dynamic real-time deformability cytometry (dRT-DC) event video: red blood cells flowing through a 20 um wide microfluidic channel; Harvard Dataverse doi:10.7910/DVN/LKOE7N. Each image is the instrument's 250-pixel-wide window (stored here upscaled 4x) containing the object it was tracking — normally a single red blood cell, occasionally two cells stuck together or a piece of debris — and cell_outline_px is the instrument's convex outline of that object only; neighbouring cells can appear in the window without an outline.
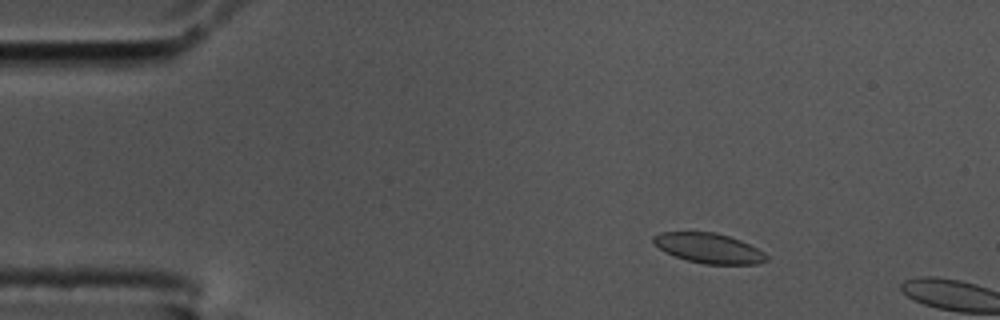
{"species": "common noctule bat (a hibernating species)", "species_latin": "Nyctalus noctula", "temperature_condition": "cold", "stored_images_in_passage": 7, "camera_frame_rate_fps": 3000, "um_per_image_px": 0.085, "animal": {"sex": "male", "body_mass_g": 17.5, "forearm_length_mm": 52.3}, "frame": {"image": 1, "passage_image": 5, "time_ms": 1.333, "image_size_px": [1000, 320], "cell_outline_px": [[768, 260], [756, 264], [704, 264], [688, 260], [676, 256], [660, 248], [652, 240], [652, 236], [660, 232], [716, 232], [740, 240], [764, 252], [768, 256]], "centroid_in_image_um": [60.27, 21.09], "position_along_channel_um": 24.7, "area_um2": 19.48}}